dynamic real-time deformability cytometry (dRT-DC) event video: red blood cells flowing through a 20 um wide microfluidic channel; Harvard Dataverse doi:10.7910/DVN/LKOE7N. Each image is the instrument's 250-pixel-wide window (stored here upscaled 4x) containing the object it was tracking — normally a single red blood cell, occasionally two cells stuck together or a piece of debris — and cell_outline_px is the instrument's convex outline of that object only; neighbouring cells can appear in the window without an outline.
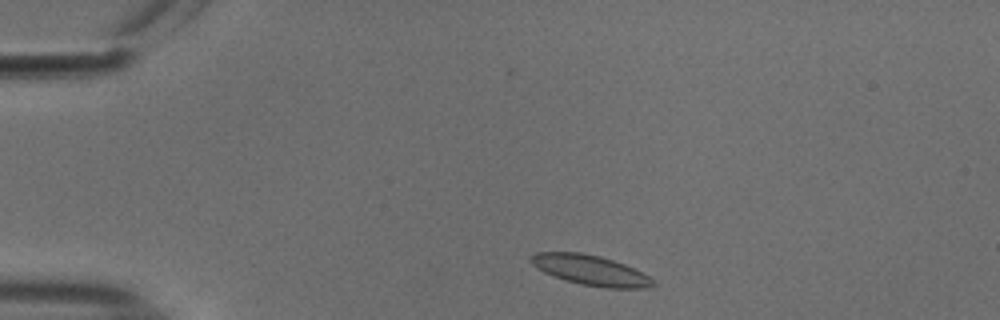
{"species": "common noctule bat (a hibernating species)", "species_latin": "Nyctalus noctula", "temperature_condition": "cold", "stored_images_in_passage": 46, "camera_frame_rate_fps": 3000, "um_per_image_px": 0.085, "animal": {"sex": "male", "body_mass_g": 18.8}, "frame": {"image": 1, "passage_image": 3, "time_ms": 0.667, "image_size_px": [1000, 320], "cell_outline_px": [[656, 284], [648, 288], [604, 288], [580, 284], [564, 280], [552, 276], [536, 268], [528, 260], [536, 252], [580, 252], [600, 256], [624, 264], [656, 280]], "centroid_in_image_um": [50.18, 22.97], "position_along_channel_um": 34.8, "area_um2": 21.5}}
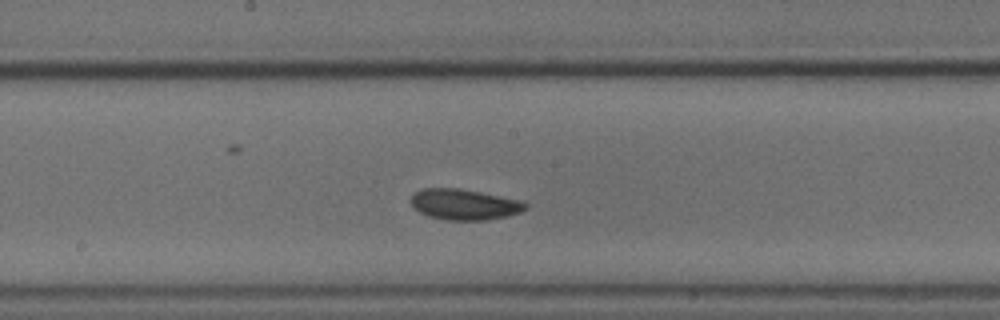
{"frame": {"image": 2, "passage_image": 21, "time_ms": 6.667, "image_size_px": [1000, 320], "cell_outline_px": [[528, 208], [520, 212], [508, 216], [484, 220], [448, 220], [428, 216], [412, 208], [408, 200], [412, 192], [420, 188], [460, 188], [524, 200], [528, 204]], "centroid_in_image_um": [39.43, 17.36], "position_along_channel_um": 208.8, "area_um2": 21.1}}
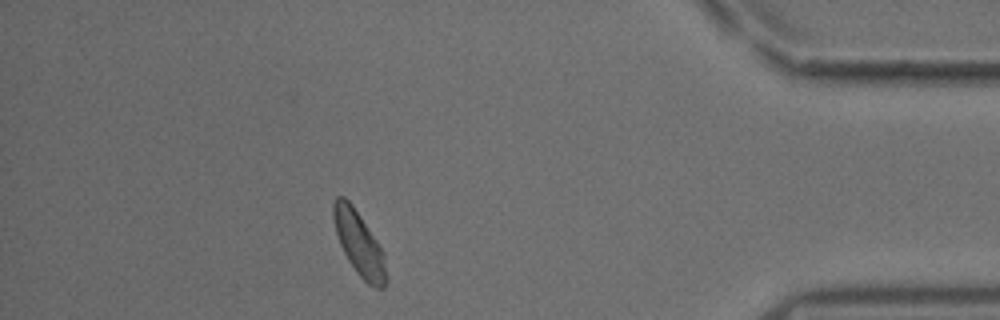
{"frame": {"image": 3, "passage_image": 40, "time_ms": 13.0, "image_size_px": [1000, 320], "cell_outline_px": [[388, 280], [384, 288], [376, 288], [368, 284], [356, 272], [348, 260], [340, 244], [336, 232], [332, 216], [332, 204], [336, 196], [344, 196], [352, 204], [384, 252]], "centroid_in_image_um": [30.53, 20.71], "position_along_channel_um": 404.7, "area_um2": 19.71}, "authors_computed_cell_mechanics": {"area_um2": 20.0277, "velocity_mm_per_s": 3.7214, "shape_relaxation_time_tau1_ms": 6.7491, "shape_relaxation_time_tau2_ms": 7.4341, "deformation_change_tau1": 0.0981, "deformation_change_tau2": 0.0735}}